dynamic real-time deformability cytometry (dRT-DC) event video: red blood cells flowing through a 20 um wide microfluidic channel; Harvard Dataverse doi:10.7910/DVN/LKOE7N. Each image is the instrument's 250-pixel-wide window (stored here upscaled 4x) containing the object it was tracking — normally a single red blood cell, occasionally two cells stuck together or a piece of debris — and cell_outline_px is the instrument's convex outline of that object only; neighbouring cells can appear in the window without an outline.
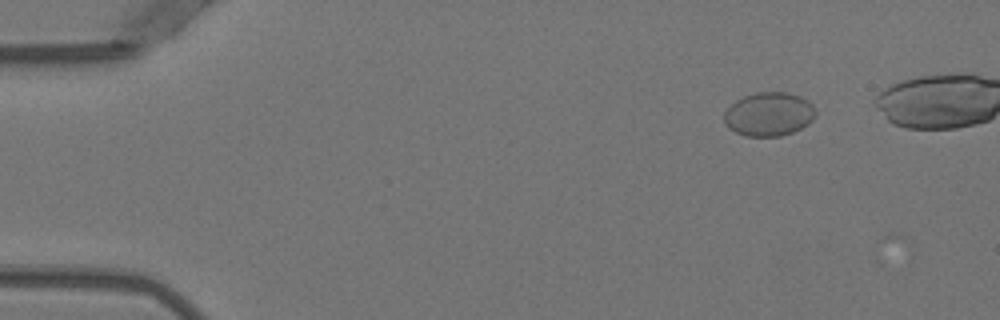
{"species": "Egyptian fruit bat (a non-hibernating species)", "species_latin": "Rousettus aegyptiacus", "temperature_condition": "warm", "stored_images_in_passage": 9, "camera_frame_rate_fps": 3000, "um_per_image_px": 0.085, "animal": {"sex": "female"}, "frame": {"image": 1, "passage_image": 3, "time_ms": 0.667, "image_size_px": [1000, 320], "cell_outline_px": [[816, 116], [808, 124], [792, 132], [780, 136], [744, 136], [728, 128], [724, 124], [724, 112], [736, 100], [744, 96], [756, 92], [788, 92], [800, 96], [808, 100], [812, 104], [816, 112]], "centroid_in_image_um": [65.36, 9.7], "position_along_channel_um": 19.6, "area_um2": 23.47}}